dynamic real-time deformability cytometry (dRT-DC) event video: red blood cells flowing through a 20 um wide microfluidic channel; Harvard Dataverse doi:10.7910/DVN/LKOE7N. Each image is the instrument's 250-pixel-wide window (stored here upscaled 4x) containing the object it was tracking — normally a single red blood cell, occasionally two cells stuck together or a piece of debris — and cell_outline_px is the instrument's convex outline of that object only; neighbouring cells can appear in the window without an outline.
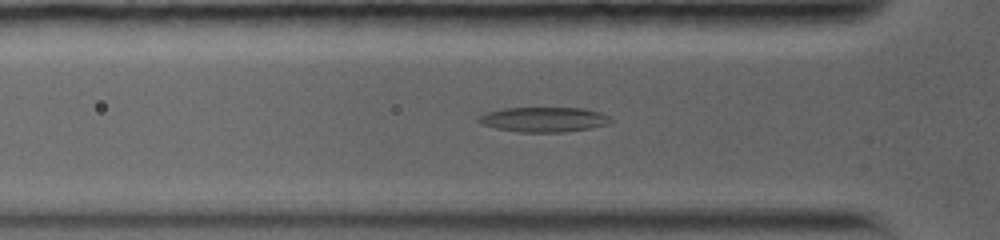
{"species": "common noctule bat (a hibernating species)", "species_latin": "Nyctalus noctula", "temperature_condition": "warm", "stored_images_in_passage": 30, "segment_of_instrument_passage": [1, 2], "camera_frame_rate_fps": 5000, "um_per_image_px": 0.085, "animal": {"sex": "female", "body_mass_g": 19.0, "forearm_length_mm": 56.7}, "frame": {"image": 1, "passage_image": 3, "time_ms": 0.6, "image_size_px": [1000, 240], "cell_outline_px": [[612, 120], [608, 124], [588, 128], [560, 132], [520, 132], [496, 128], [484, 124], [476, 120], [480, 116], [488, 112], [504, 108], [584, 108], [600, 112], [608, 116]], "centroid_in_image_um": [46.23, 10.15], "position_along_channel_um": 79.6, "area_um2": 18.84}}
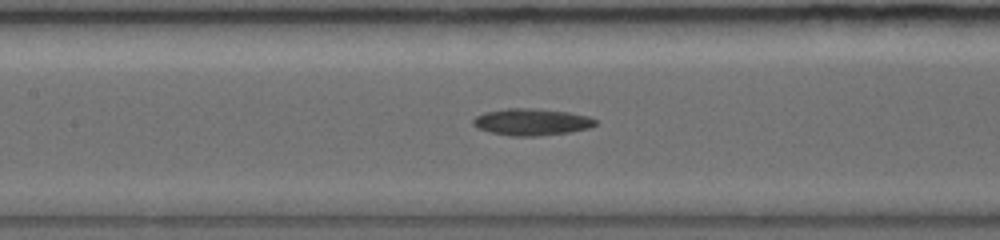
{"frame": {"image": 2, "passage_image": 9, "time_ms": 2.8, "image_size_px": [1000, 240], "cell_outline_px": [[596, 124], [588, 128], [568, 132], [540, 136], [508, 136], [476, 128], [472, 124], [472, 120], [476, 116], [484, 112], [508, 108], [536, 108], [568, 112], [588, 116], [596, 120]], "centroid_in_image_um": [45.15, 10.36], "position_along_channel_um": 162.3, "area_um2": 19.13}}
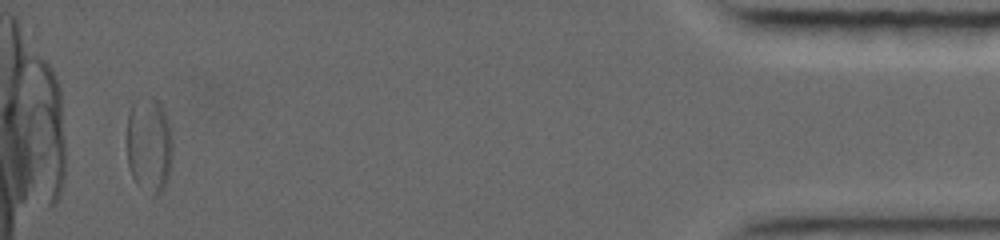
{"frame": {"image": 3, "passage_image": 28, "time_ms": 12.4, "image_size_px": [1000, 240], "cell_outline_px": [[172, 148], [168, 176], [164, 188], [160, 192], [152, 196], [148, 104], [152, 100], [156, 100], [160, 104], [164, 112], [168, 124]], "centroid_in_image_um": [13.51, 12.46], "position_along_channel_um": 421.7, "area_um2": 11.73}}